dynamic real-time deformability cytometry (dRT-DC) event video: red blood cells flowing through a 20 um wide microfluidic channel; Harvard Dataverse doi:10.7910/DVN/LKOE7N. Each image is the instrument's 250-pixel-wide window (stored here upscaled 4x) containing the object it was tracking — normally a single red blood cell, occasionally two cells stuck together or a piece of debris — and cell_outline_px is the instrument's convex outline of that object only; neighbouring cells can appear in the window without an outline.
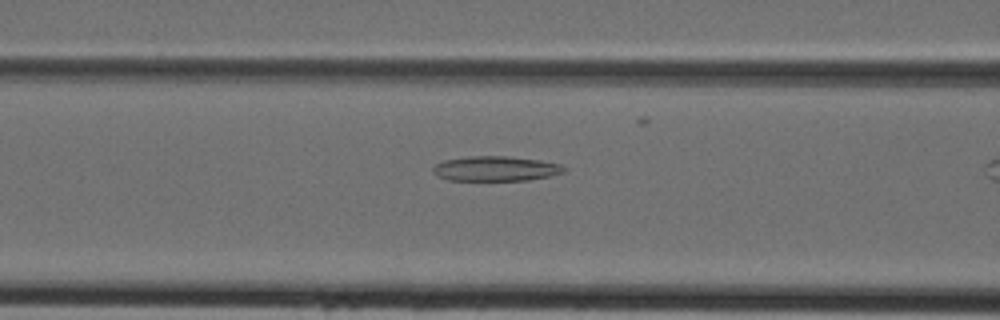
{"species": "Egyptian fruit bat (a non-hibernating species)", "species_latin": "Rousettus aegyptiacus", "temperature_condition": "cold", "stored_images_in_passage": 26, "camera_frame_rate_fps": 3000, "um_per_image_px": 0.085, "animal": {"sex": "female"}, "frame": {"image": 1, "passage_image": 9, "time_ms": 2.667, "image_size_px": [1000, 320], "cell_outline_px": [[568, 168], [564, 172], [552, 176], [528, 180], [448, 180], [436, 176], [432, 172], [432, 168], [436, 164], [444, 160], [468, 156], [508, 156], [540, 160], [560, 164]], "centroid_in_image_um": [42.14, 14.33], "position_along_channel_um": 124.5, "area_um2": 19.19}}
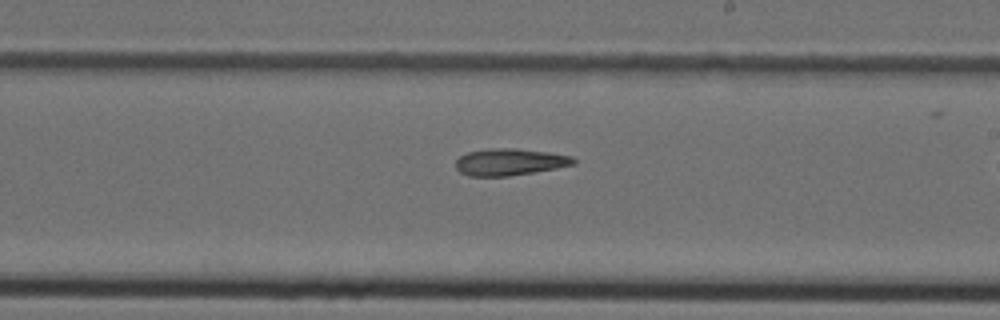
{"frame": {"image": 2, "passage_image": 17, "time_ms": 5.333, "image_size_px": [1000, 320], "cell_outline_px": [[576, 164], [556, 168], [508, 176], [468, 176], [460, 172], [456, 168], [456, 160], [460, 156], [468, 152], [488, 148], [516, 148], [548, 152], [572, 156], [576, 160]], "centroid_in_image_um": [43.32, 13.76], "position_along_channel_um": 245.7, "area_um2": 18.44}}
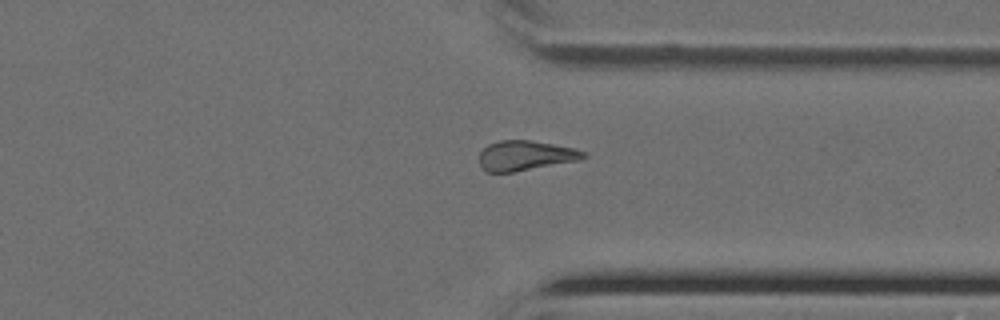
{"frame": {"image": 3, "passage_image": 25, "time_ms": 8.0, "image_size_px": [1000, 320], "cell_outline_px": [[588, 156], [580, 160], [512, 172], [484, 172], [480, 164], [480, 152], [488, 144], [500, 140], [528, 140], [552, 144], [572, 148], [588, 152]], "centroid_in_image_um": [44.66, 13.23], "position_along_channel_um": 366.7, "area_um2": 18.09}}